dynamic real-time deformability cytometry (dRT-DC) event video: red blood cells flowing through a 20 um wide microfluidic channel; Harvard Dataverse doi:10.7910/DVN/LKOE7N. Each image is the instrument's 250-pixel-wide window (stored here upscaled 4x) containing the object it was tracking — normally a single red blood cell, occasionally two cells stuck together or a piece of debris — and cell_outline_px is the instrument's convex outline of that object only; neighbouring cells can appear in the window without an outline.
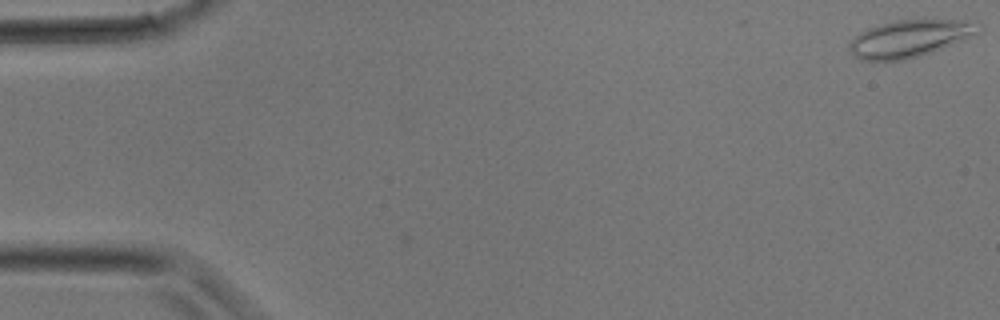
{"species": "common noctule bat (a hibernating species)", "species_latin": "Nyctalus noctula", "temperature_condition": "room temperature", "stored_images_in_passage": 12, "camera_frame_rate_fps": 3000, "um_per_image_px": 0.085, "animal": {"sex": "male", "body_mass_g": 17.9}, "frame": {"image": 1, "passage_image": 1, "time_ms": 0.0, "image_size_px": [1000, 320], "cell_outline_px": [[984, 28], [980, 32], [964, 40], [932, 52], [904, 60], [860, 60], [848, 48], [848, 44], [860, 32], [868, 28], [892, 20], [964, 20], [984, 24]], "centroid_in_image_um": [77.38, 3.26], "position_along_channel_um": 7.6, "area_um2": 27.98}}
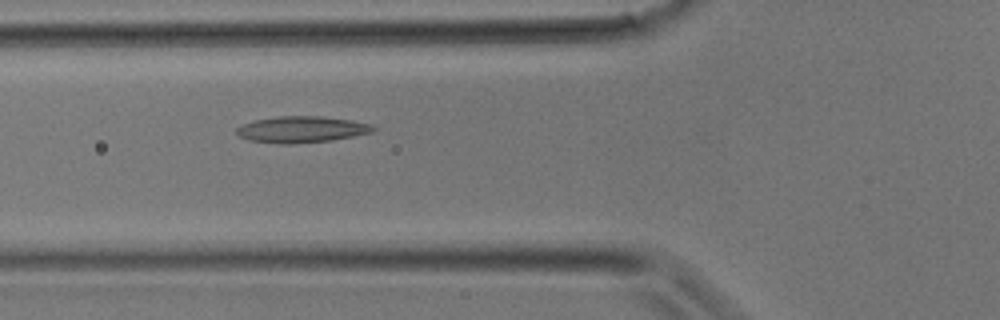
{"frame": {"image": 2, "passage_image": 12, "time_ms": 3.667, "image_size_px": [1000, 320], "cell_outline_px": [[376, 128], [372, 132], [332, 140], [292, 144], [276, 144], [248, 140], [240, 136], [236, 132], [236, 128], [244, 124], [256, 120], [280, 116], [320, 116], [352, 120], [368, 124]], "centroid_in_image_um": [25.61, 11.01], "position_along_channel_um": 100.2, "area_um2": 20.81}}